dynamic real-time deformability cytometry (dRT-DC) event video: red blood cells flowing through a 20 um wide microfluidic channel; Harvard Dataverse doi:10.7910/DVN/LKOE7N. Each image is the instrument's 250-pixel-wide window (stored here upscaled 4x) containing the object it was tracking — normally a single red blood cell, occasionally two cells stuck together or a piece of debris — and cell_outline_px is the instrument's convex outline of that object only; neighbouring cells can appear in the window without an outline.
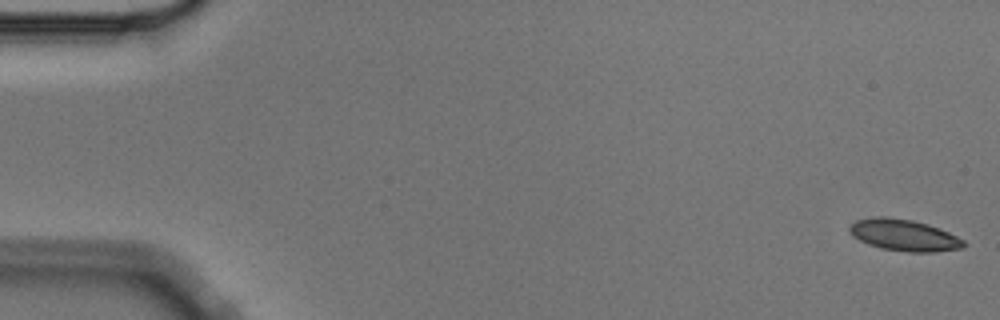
{"species": "Egyptian fruit bat (a non-hibernating species)", "species_latin": "Rousettus aegyptiacus", "temperature_condition": "cold", "stored_images_in_passage": 6, "segment_of_instrument_passage": [1, 2], "camera_frame_rate_fps": 3000, "um_per_image_px": 0.085, "animal": {"sex": "male"}, "frame": {"image": 1, "passage_image": 1, "time_ms": 0.0, "image_size_px": [1000, 320], "cell_outline_px": [[968, 244], [964, 248], [936, 252], [908, 252], [880, 248], [868, 244], [860, 240], [848, 228], [856, 220], [880, 216], [912, 220], [928, 224], [940, 228], [964, 240]], "centroid_in_image_um": [76.92, 20.0], "position_along_channel_um": 8.1, "area_um2": 20.87}}